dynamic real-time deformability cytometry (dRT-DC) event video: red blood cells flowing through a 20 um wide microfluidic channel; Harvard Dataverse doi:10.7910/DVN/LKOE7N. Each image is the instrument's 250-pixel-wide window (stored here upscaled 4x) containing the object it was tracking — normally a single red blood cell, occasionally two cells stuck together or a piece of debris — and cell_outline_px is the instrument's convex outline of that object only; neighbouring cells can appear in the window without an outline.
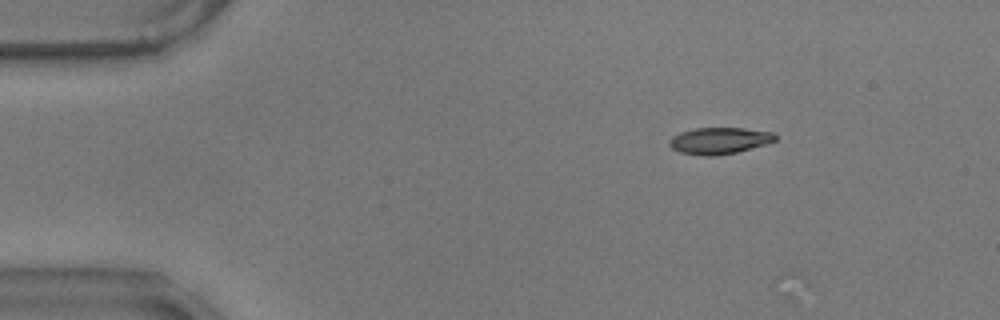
{"species": "common noctule bat (a hibernating species)", "species_latin": "Nyctalus noctula", "temperature_condition": "warm", "stored_images_in_passage": 3, "camera_frame_rate_fps": 3000, "um_per_image_px": 0.085, "animal": {"sex": "male", "body_mass_g": 17.9}, "frame": {"image": 1, "passage_image": 2, "time_ms": 0.333, "image_size_px": [1000, 320], "cell_outline_px": [[776, 140], [768, 144], [736, 152], [716, 156], [704, 156], [680, 152], [672, 148], [668, 144], [668, 140], [672, 136], [680, 132], [696, 128], [744, 128], [772, 132], [776, 136]], "centroid_in_image_um": [61.13, 11.96], "position_along_channel_um": 23.9, "area_um2": 16.47}}